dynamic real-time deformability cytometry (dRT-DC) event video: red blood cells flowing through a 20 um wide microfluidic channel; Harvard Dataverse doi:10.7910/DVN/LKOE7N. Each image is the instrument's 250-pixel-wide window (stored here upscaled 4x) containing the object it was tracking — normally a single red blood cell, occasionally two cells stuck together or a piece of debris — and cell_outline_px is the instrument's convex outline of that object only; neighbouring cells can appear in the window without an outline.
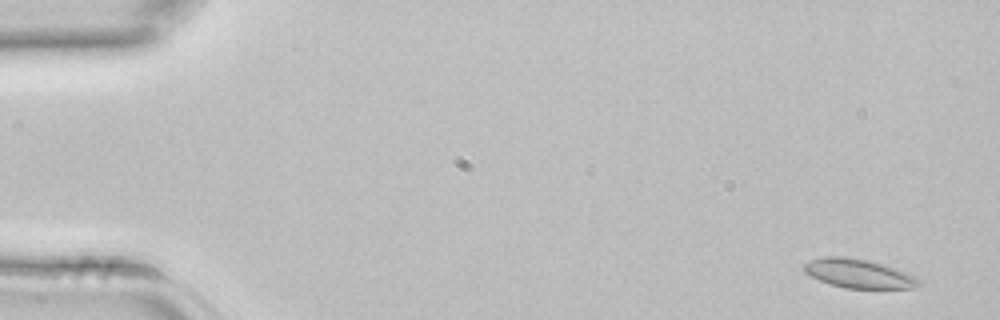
{"species": "common noctule bat (a hibernating species)", "species_latin": "Nyctalus noctula", "temperature_condition": "room temperature", "stored_images_in_passage": 44, "camera_frame_rate_fps": 3000, "um_per_image_px": 0.085, "animal": {"sex": "female", "body_mass_g": 22.7, "forearm_length_mm": 54.2}, "frame": {"image": 1, "passage_image": 3, "time_ms": 0.667, "image_size_px": [1000, 320], "cell_outline_px": [[920, 284], [916, 288], [844, 288], [820, 280], [804, 272], [800, 268], [804, 264], [820, 256], [844, 256], [868, 260], [884, 264], [908, 272], [916, 276], [920, 280]], "centroid_in_image_um": [73.0, 23.24], "position_along_channel_um": 12.0, "area_um2": 19.54}}
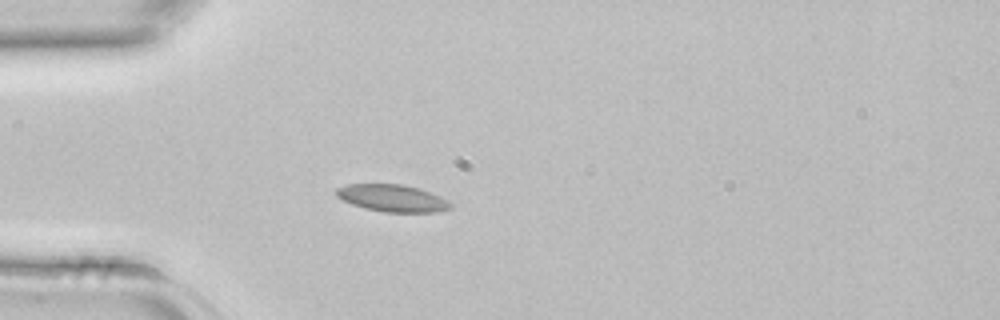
{"frame": {"image": 2, "passage_image": 13, "time_ms": 4.0, "image_size_px": [1000, 320], "cell_outline_px": [[452, 208], [436, 212], [384, 212], [364, 208], [352, 204], [336, 196], [336, 188], [348, 184], [404, 184], [420, 188], [432, 192], [448, 200], [452, 204]], "centroid_in_image_um": [33.39, 16.84], "position_along_channel_um": 51.6, "area_um2": 18.21}}
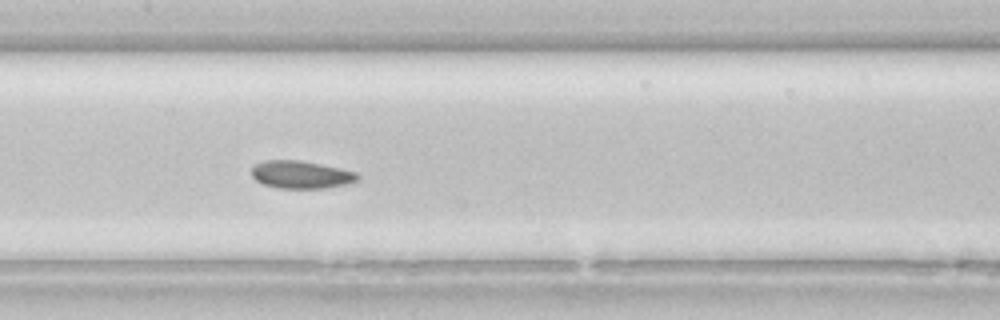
{"frame": {"image": 3, "passage_image": 22, "time_ms": 7.0, "image_size_px": [1000, 320], "cell_outline_px": [[360, 180], [344, 184], [324, 188], [280, 188], [264, 184], [256, 180], [252, 176], [252, 168], [256, 164], [264, 160], [300, 160], [340, 168], [356, 172], [360, 176]], "centroid_in_image_um": [25.6, 14.84], "position_along_channel_um": 181.8, "area_um2": 16.99}}